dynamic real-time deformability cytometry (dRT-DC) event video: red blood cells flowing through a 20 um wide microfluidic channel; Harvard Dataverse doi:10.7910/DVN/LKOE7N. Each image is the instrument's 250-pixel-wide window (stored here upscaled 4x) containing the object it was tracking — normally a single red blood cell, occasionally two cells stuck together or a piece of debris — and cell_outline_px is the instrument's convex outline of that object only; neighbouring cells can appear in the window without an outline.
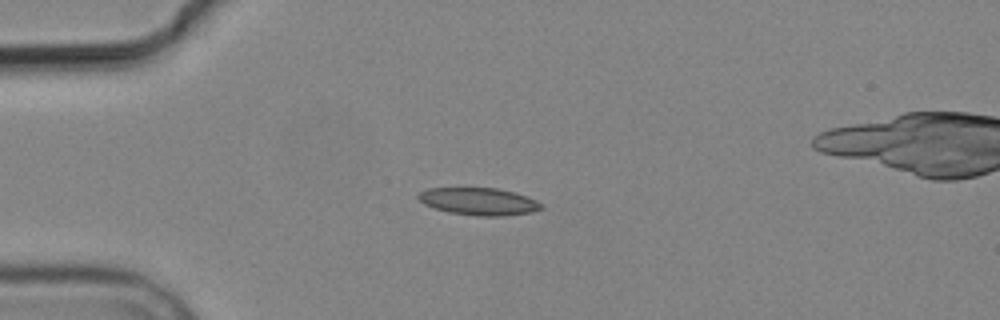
{"species": "common noctule bat (a hibernating species)", "species_latin": "Nyctalus noctula", "temperature_condition": "cold", "stored_images_in_passage": 2, "camera_frame_rate_fps": 3000, "um_per_image_px": 0.085, "animal": {"sex": "male", "body_mass_g": 19.2, "forearm_length_mm": 51.8}, "frame": {"image": 1, "passage_image": 1, "time_ms": 0.0, "image_size_px": [1000, 320], "cell_outline_px": [[544, 208], [532, 212], [504, 216], [476, 216], [448, 212], [424, 204], [416, 196], [420, 192], [428, 188], [496, 188], [512, 192], [536, 200], [544, 204]], "centroid_in_image_um": [40.71, 17.13], "position_along_channel_um": 44.3, "area_um2": 19.54}}